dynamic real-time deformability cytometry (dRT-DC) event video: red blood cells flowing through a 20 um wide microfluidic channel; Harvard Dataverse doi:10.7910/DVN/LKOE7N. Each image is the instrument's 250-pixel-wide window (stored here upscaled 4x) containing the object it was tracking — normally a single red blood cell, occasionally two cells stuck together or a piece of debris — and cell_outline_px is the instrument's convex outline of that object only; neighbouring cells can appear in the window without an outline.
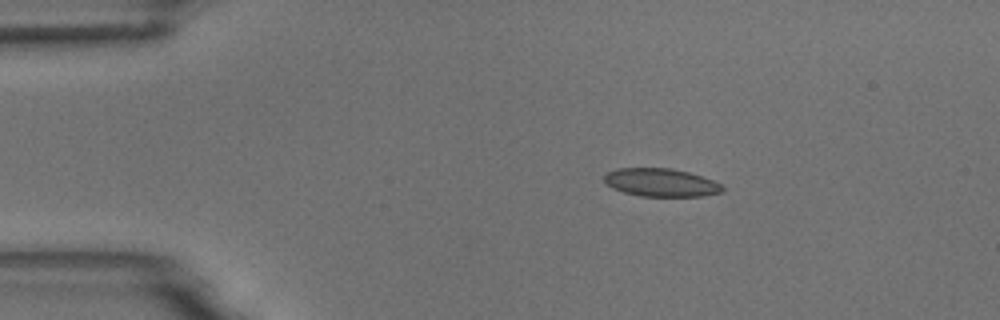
{"species": "common noctule bat (a hibernating species)", "species_latin": "Nyctalus noctula", "temperature_condition": "room temperature", "stored_images_in_passage": 8, "camera_frame_rate_fps": 3000, "um_per_image_px": 0.085, "animal": {"sex": "male", "body_mass_g": 18.8}, "frame": {"image": 1, "passage_image": 2, "time_ms": 1.0, "image_size_px": [1000, 320], "cell_outline_px": [[724, 192], [704, 196], [640, 196], [624, 192], [612, 188], [604, 180], [604, 176], [608, 172], [616, 168], [672, 168], [688, 172], [712, 180], [720, 184], [724, 188]], "centroid_in_image_um": [56.19, 15.52], "position_along_channel_um": 28.8, "area_um2": 19.31}}
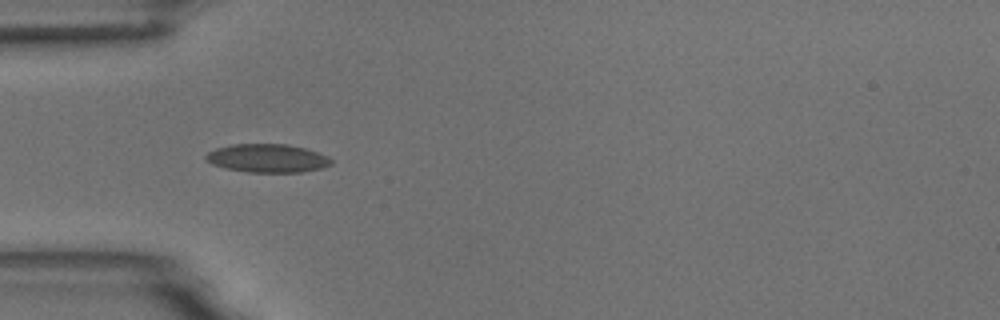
{"frame": {"image": 2, "passage_image": 4, "time_ms": 3.333, "image_size_px": [1000, 320], "cell_outline_px": [[332, 164], [320, 168], [300, 172], [248, 172], [224, 168], [212, 164], [204, 160], [204, 156], [208, 152], [216, 148], [232, 144], [288, 144], [304, 148], [328, 156], [332, 160]], "centroid_in_image_um": [22.68, 13.45], "position_along_channel_um": 62.3, "area_um2": 20.75}}
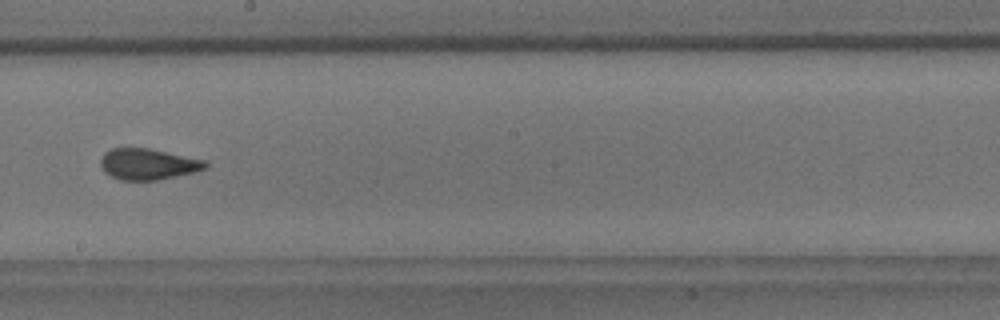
{"frame": {"image": 3, "passage_image": 8, "time_ms": 8.0, "image_size_px": [1000, 320], "cell_outline_px": [[208, 168], [196, 172], [160, 180], [120, 180], [104, 172], [100, 164], [100, 156], [104, 152], [112, 148], [148, 148], [204, 160], [208, 164]], "centroid_in_image_um": [12.57, 13.96], "position_along_channel_um": 235.6, "area_um2": 19.13}}